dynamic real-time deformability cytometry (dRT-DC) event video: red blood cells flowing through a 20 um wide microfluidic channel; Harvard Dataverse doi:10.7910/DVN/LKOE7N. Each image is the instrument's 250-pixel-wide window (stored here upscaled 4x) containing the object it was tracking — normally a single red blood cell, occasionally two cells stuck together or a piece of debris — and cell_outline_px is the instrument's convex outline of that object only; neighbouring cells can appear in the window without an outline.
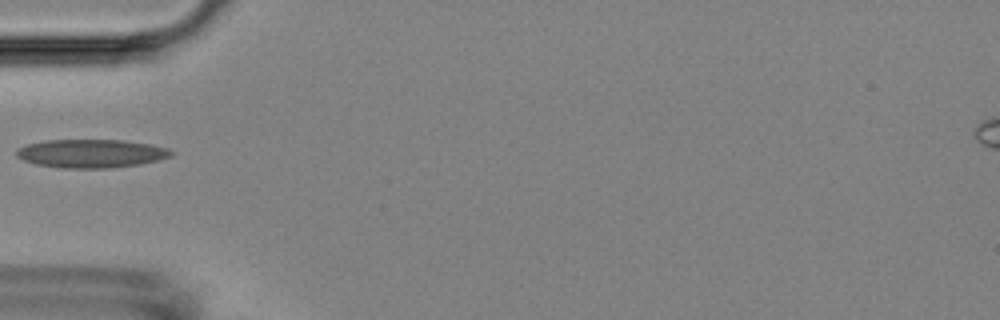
{"species": "Egyptian fruit bat (a non-hibernating species)", "species_latin": "Rousettus aegyptiacus", "temperature_condition": "room temperature", "stored_images_in_passage": 23, "camera_frame_rate_fps": 3000, "um_per_image_px": 0.085, "animal": {"sex": "female"}, "frame": {"image": 1, "passage_image": 1, "time_ms": 0.0, "image_size_px": [1000, 320], "cell_outline_px": [[176, 152], [172, 156], [140, 164], [112, 168], [64, 168], [36, 164], [24, 160], [16, 156], [16, 148], [28, 144], [48, 140], [124, 140], [152, 144], [168, 148]], "centroid_in_image_um": [7.78, 13.04], "position_along_channel_um": 77.2, "area_um2": 25.72}}
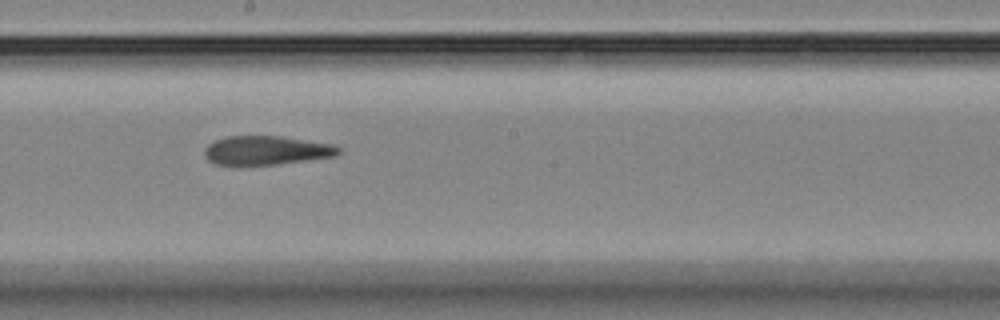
{"frame": {"image": 2, "passage_image": 13, "time_ms": 4.0, "image_size_px": [1000, 320], "cell_outline_px": [[340, 152], [336, 156], [276, 164], [216, 164], [208, 160], [204, 156], [204, 148], [208, 144], [216, 140], [228, 136], [284, 136], [332, 144], [340, 148]], "centroid_in_image_um": [22.64, 12.76], "position_along_channel_um": 225.6, "area_um2": 22.43}}
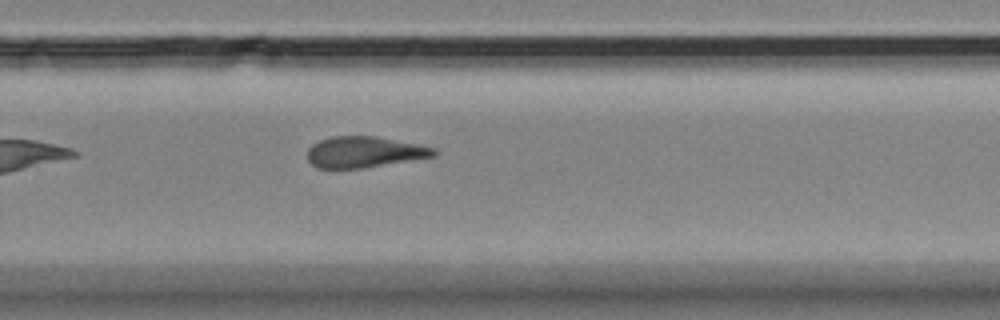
{"frame": {"image": 3, "passage_image": 19, "time_ms": 6.0, "image_size_px": [1000, 320], "cell_outline_px": [[436, 156], [364, 168], [316, 168], [308, 160], [308, 148], [312, 144], [320, 140], [332, 136], [376, 136], [436, 148]], "centroid_in_image_um": [30.95, 12.92], "position_along_channel_um": 298.8, "area_um2": 22.83}}